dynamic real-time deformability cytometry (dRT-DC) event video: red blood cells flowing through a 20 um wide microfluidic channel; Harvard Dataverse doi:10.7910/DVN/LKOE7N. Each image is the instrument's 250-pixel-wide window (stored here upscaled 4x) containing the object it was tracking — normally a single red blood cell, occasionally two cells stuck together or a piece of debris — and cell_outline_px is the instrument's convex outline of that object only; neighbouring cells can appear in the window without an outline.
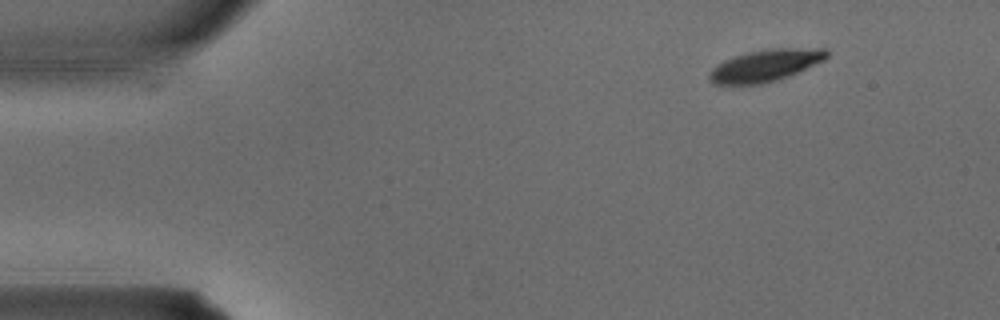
{"species": "common noctule bat (a hibernating species)", "species_latin": "Nyctalus noctula", "temperature_condition": "warm", "stored_images_in_passage": 3, "camera_frame_rate_fps": 3000, "um_per_image_px": 0.085, "animal": {"sex": "male", "body_mass_g": 15.6}, "frame": {"image": 1, "passage_image": 1, "time_ms": 0.0, "image_size_px": [1000, 320], "cell_outline_px": [[828, 56], [824, 60], [788, 76], [776, 80], [760, 84], [716, 84], [708, 80], [708, 76], [712, 68], [724, 60], [748, 52], [772, 48], [824, 48], [828, 52]], "centroid_in_image_um": [65.05, 5.56], "position_along_channel_um": 19.9, "area_um2": 21.56}}
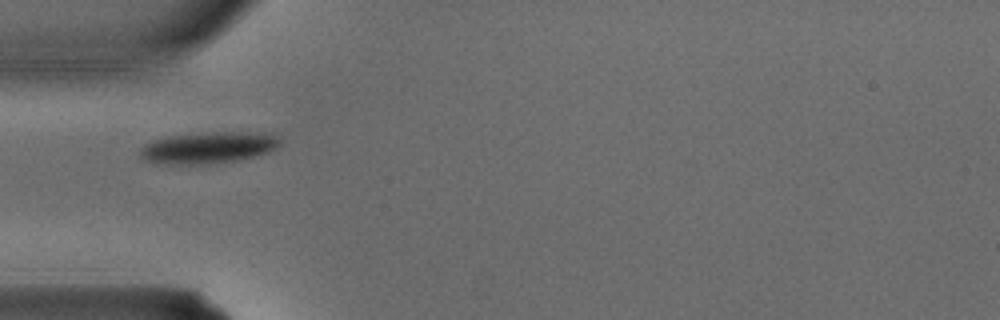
{"frame": {"image": 2, "passage_image": 3, "time_ms": 0.667, "image_size_px": [1000, 320], "cell_outline_px": [[280, 144], [276, 148], [268, 152], [236, 160], [208, 164], [156, 164], [144, 160], [140, 156], [140, 148], [144, 144], [168, 136], [216, 132], [244, 132], [272, 136], [280, 140]], "centroid_in_image_um": [17.6, 12.57], "position_along_channel_um": 67.4, "area_um2": 25.2}}